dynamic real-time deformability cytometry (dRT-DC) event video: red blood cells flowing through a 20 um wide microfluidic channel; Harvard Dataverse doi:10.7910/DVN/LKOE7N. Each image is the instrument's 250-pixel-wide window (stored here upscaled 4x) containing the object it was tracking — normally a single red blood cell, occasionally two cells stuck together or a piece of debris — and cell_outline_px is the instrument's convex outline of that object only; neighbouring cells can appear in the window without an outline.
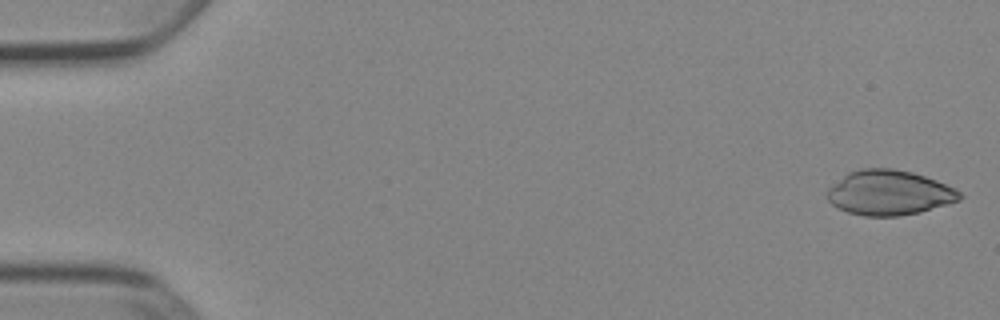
{"species": "Egyptian fruit bat (a non-hibernating species)", "species_latin": "Rousettus aegyptiacus", "temperature_condition": "cold", "stored_images_in_passage": 51, "camera_frame_rate_fps": 3000, "um_per_image_px": 0.085, "animal": {"sex": "female"}, "frame": {"image": 1, "passage_image": 1, "time_ms": 0.0, "image_size_px": [1000, 320], "cell_outline_px": [[964, 196], [960, 200], [948, 204], [920, 212], [900, 216], [864, 216], [848, 212], [832, 204], [828, 200], [824, 192], [828, 188], [848, 172], [860, 168], [892, 168], [912, 172], [936, 180], [956, 188]], "centroid_in_image_um": [75.58, 16.38], "position_along_channel_um": 9.4, "area_um2": 34.85}}
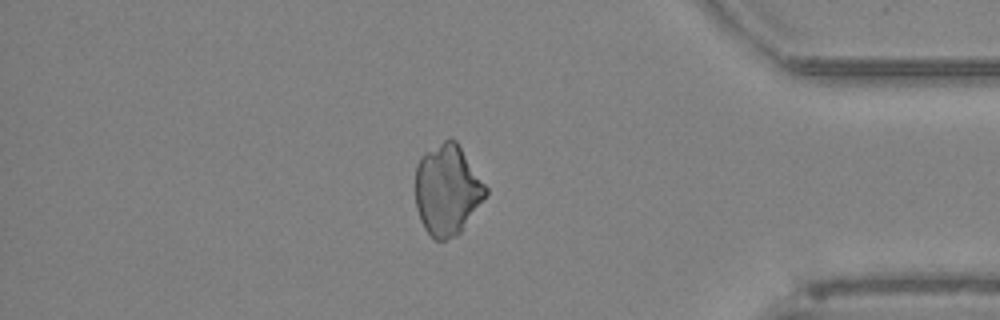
{"frame": {"image": 2, "passage_image": 44, "time_ms": 14.333, "image_size_px": [1000, 320], "cell_outline_px": [[488, 192], [460, 232], [456, 236], [444, 240], [436, 240], [424, 228], [420, 220], [416, 208], [416, 164], [420, 156], [424, 152], [444, 140], [456, 140], [488, 188]], "centroid_in_image_um": [38.0, 16.13], "position_along_channel_um": 397.2, "area_um2": 36.88}}